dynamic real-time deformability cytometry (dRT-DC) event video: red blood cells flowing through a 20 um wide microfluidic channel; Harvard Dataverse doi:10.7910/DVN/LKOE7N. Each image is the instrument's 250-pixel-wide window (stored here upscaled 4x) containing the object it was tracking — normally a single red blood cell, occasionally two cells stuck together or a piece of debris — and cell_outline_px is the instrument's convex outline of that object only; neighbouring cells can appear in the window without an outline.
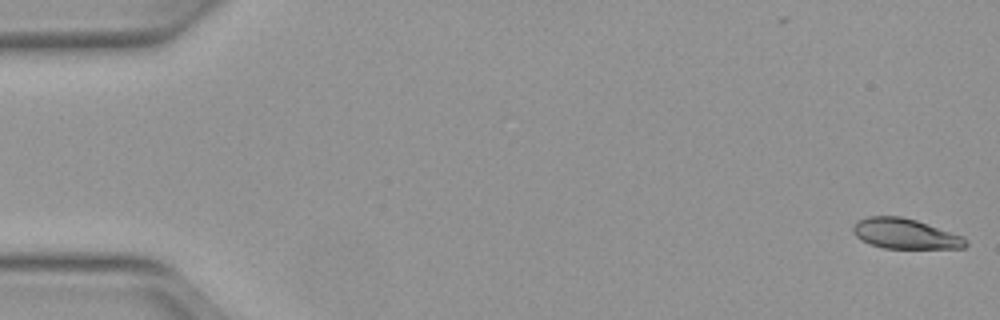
{"species": "Egyptian fruit bat (a non-hibernating species)", "species_latin": "Rousettus aegyptiacus", "temperature_condition": "warm", "stored_images_in_passage": 20, "camera_frame_rate_fps": 3000, "um_per_image_px": 0.085, "animal": {"sex": "female"}, "frame": {"image": 1, "passage_image": 1, "time_ms": 0.0, "image_size_px": [1000, 320], "cell_outline_px": [[968, 244], [964, 248], [884, 248], [860, 240], [852, 232], [852, 228], [856, 220], [868, 216], [900, 216], [916, 220], [964, 236], [968, 240]], "centroid_in_image_um": [76.93, 19.86], "position_along_channel_um": 8.1, "area_um2": 19.94}}
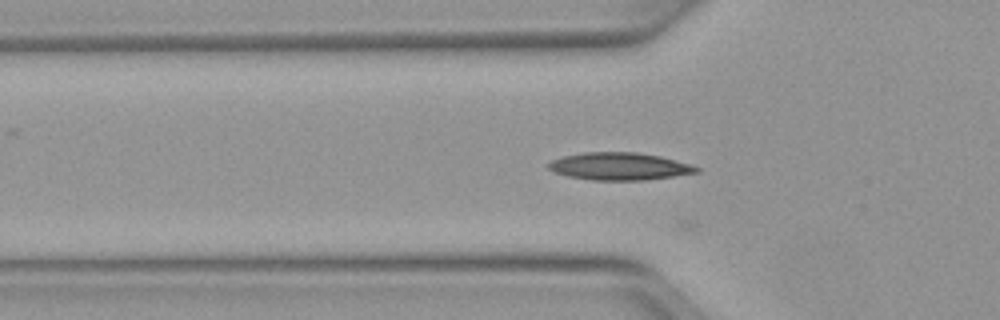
{"frame": {"image": 2, "passage_image": 17, "time_ms": 5.333, "image_size_px": [1000, 320], "cell_outline_px": [[700, 172], [644, 180], [592, 180], [568, 176], [552, 172], [548, 168], [548, 164], [552, 160], [560, 156], [584, 152], [636, 152], [660, 156], [688, 164], [700, 168]], "centroid_in_image_um": [52.59, 14.13], "position_along_channel_um": 73.2, "area_um2": 23.64}}